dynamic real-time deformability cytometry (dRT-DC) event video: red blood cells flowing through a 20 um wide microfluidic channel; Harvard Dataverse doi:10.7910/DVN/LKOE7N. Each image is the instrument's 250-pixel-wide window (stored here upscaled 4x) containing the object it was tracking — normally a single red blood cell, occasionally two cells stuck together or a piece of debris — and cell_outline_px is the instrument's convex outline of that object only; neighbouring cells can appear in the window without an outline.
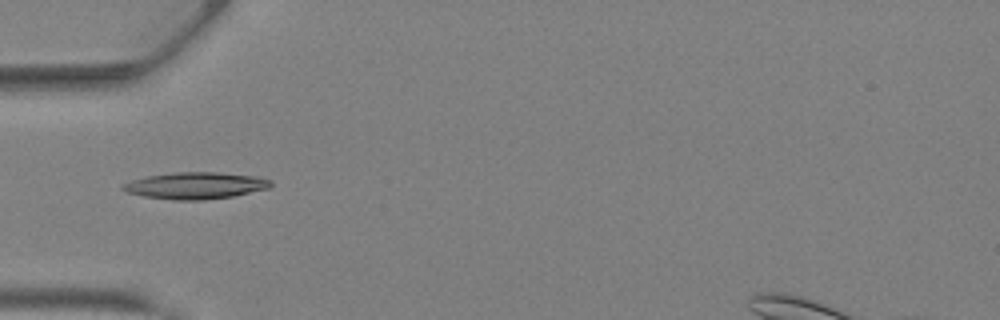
{"species": "Egyptian fruit bat (a non-hibernating species)", "species_latin": "Rousettus aegyptiacus", "temperature_condition": "warm", "stored_images_in_passage": 31, "camera_frame_rate_fps": 3000, "um_per_image_px": 0.085, "animal": {"sex": "female"}, "frame": {"image": 1, "passage_image": 2, "time_ms": 0.333, "image_size_px": [1000, 320], "cell_outline_px": [[272, 184], [268, 188], [232, 196], [204, 200], [176, 200], [144, 196], [128, 192], [120, 188], [120, 184], [132, 180], [148, 176], [176, 172], [216, 172], [256, 176], [272, 180]], "centroid_in_image_um": [16.6, 15.77], "position_along_channel_um": 68.4, "area_um2": 22.89}}
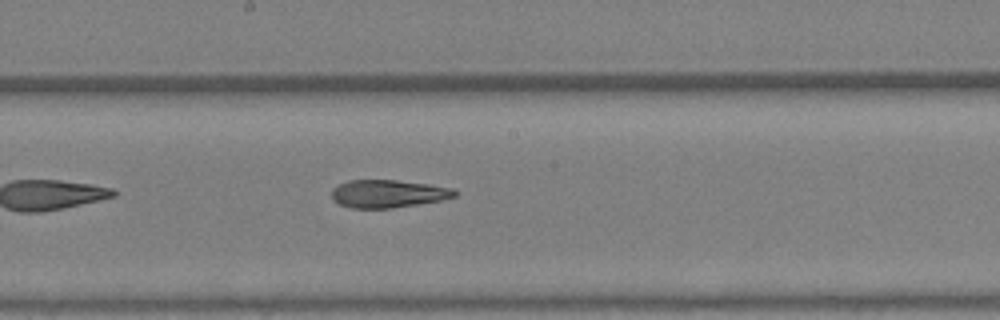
{"frame": {"image": 2, "passage_image": 11, "time_ms": 3.333, "image_size_px": [1000, 320], "cell_outline_px": [[456, 196], [440, 200], [392, 208], [348, 208], [332, 200], [332, 188], [348, 180], [396, 180], [428, 184], [452, 188], [456, 192]], "centroid_in_image_um": [32.93, 16.46], "position_along_channel_um": 215.3, "area_um2": 19.83}}
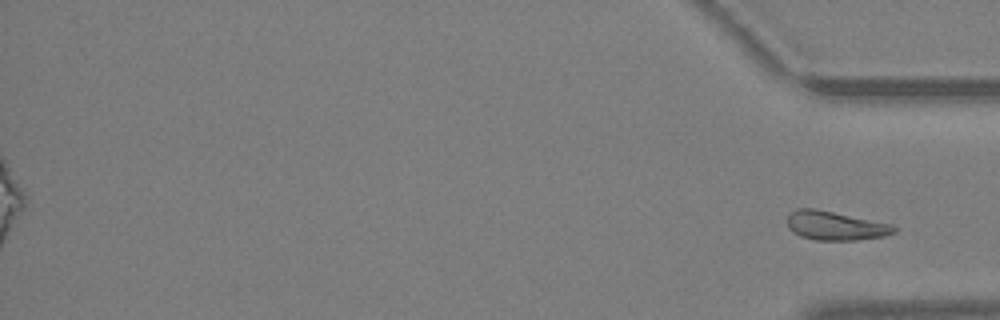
{"frame": {"image": 3, "passage_image": 31, "time_ms": 10.0, "image_size_px": [1000, 320], "cell_outline_px": [[896, 232], [884, 236], [856, 240], [816, 240], [800, 236], [792, 232], [788, 228], [788, 212], [796, 208], [812, 208], [892, 224], [896, 228]], "centroid_in_image_um": [70.96, 19.19], "position_along_channel_um": 364.2, "area_um2": 17.92}}